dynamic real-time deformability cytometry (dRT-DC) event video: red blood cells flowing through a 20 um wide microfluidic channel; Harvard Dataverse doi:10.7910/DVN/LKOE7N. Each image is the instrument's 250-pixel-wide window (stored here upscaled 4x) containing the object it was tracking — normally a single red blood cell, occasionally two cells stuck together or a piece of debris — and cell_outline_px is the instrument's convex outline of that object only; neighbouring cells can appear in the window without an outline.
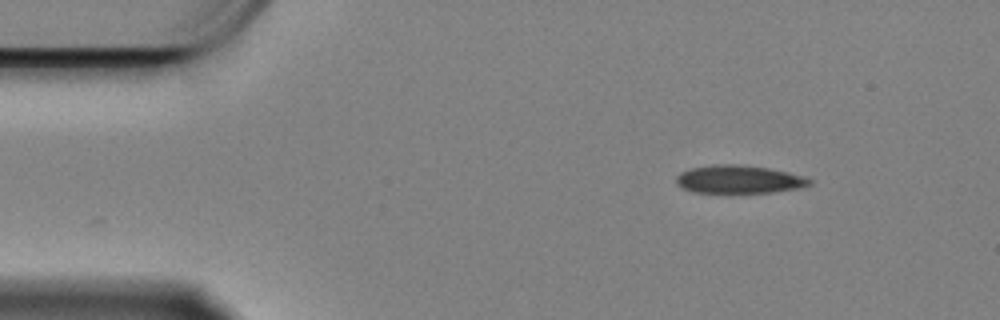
{"species": "Egyptian fruit bat (a non-hibernating species)", "species_latin": "Rousettus aegyptiacus", "temperature_condition": "cold", "stored_images_in_passage": 52, "camera_frame_rate_fps": 3000, "um_per_image_px": 0.085, "animal": {"sex": "female"}, "frame": {"image": 1, "passage_image": 1, "time_ms": 0.0, "image_size_px": [1000, 320], "cell_outline_px": [[812, 184], [800, 188], [772, 192], [692, 192], [676, 184], [676, 176], [680, 172], [692, 168], [724, 164], [736, 164], [768, 168], [788, 172], [812, 180]], "centroid_in_image_um": [62.81, 15.25], "position_along_channel_um": 22.2, "area_um2": 21.44}}
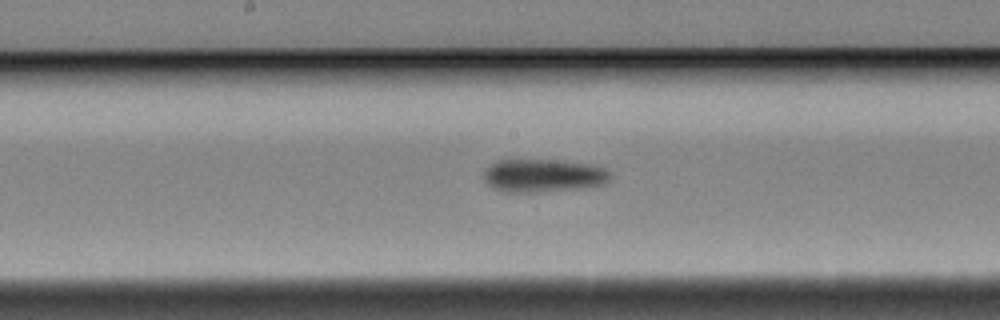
{"frame": {"image": 2, "passage_image": 23, "time_ms": 7.333, "image_size_px": [1000, 320], "cell_outline_px": [[612, 176], [604, 184], [580, 188], [536, 192], [500, 192], [492, 188], [484, 180], [484, 172], [496, 160], [556, 160], [588, 164], [604, 168]], "centroid_in_image_um": [46.15, 14.93], "position_along_channel_um": 202.1, "area_um2": 24.28}}
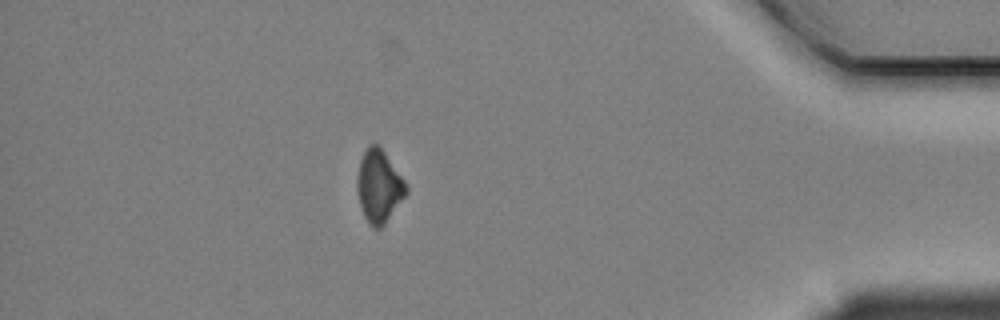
{"frame": {"image": 3, "passage_image": 45, "time_ms": 14.667, "image_size_px": [1000, 320], "cell_outline_px": [[408, 192], [384, 224], [380, 228], [376, 228], [364, 216], [360, 204], [356, 188], [356, 180], [360, 160], [368, 144], [376, 144], [384, 152], [408, 184]], "centroid_in_image_um": [32.21, 15.8], "position_along_channel_um": 403.0, "area_um2": 20.46}, "authors_computed_cell_mechanics": {"area_um2": 22.7443, "velocity_mm_per_s": 3.3505, "shape_relaxation_time_tau1_ms": 3.2435, "shape_relaxation_time_tau2_ms": null, "deformation_change_tau1": 0.0883, "deformation_change_tau2": null}}